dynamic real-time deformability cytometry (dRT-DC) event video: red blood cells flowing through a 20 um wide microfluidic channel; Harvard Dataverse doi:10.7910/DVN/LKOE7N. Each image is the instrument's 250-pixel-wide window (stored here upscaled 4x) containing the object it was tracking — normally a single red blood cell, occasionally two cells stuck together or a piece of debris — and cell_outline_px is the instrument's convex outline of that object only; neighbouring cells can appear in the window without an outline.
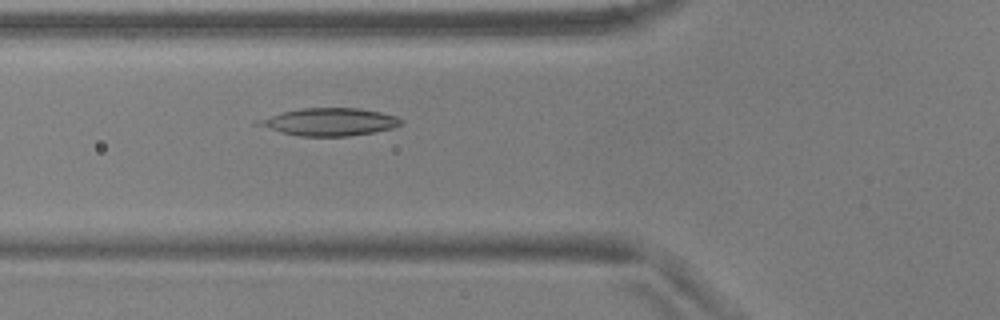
{"species": "common noctule bat (a hibernating species)", "species_latin": "Nyctalus noctula", "temperature_condition": "warm", "stored_images_in_passage": 50, "camera_frame_rate_fps": 3000, "um_per_image_px": 0.085, "animal": {"sex": "male", "body_mass_g": 17.9, "forearm_length_mm": 54.2}, "frame": {"image": 1, "passage_image": 16, "time_ms": 5.0, "image_size_px": [1000, 320], "cell_outline_px": [[404, 124], [392, 128], [376, 132], [348, 136], [300, 136], [280, 132], [252, 124], [252, 120], [284, 112], [304, 108], [360, 108], [380, 112], [396, 116], [404, 120]], "centroid_in_image_um": [27.99, 10.36], "position_along_channel_um": 97.8, "area_um2": 23.18}}
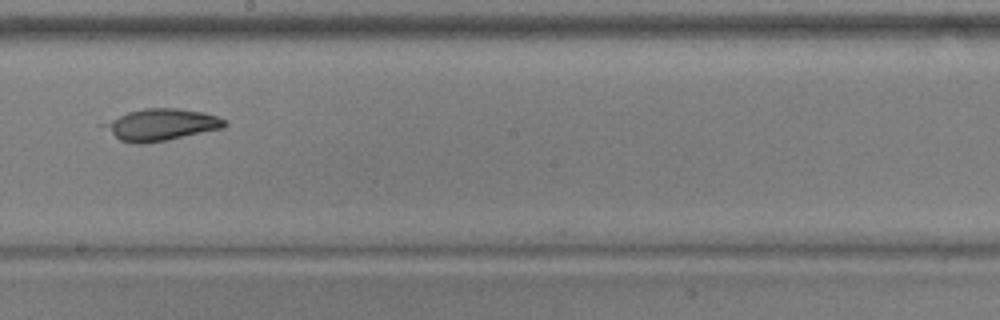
{"frame": {"image": 2, "passage_image": 27, "time_ms": 8.667, "image_size_px": [1000, 320], "cell_outline_px": [[228, 124], [224, 128], [168, 140], [144, 144], [136, 144], [120, 140], [100, 128], [96, 124], [128, 112], [144, 108], [176, 108], [204, 112], [216, 116], [224, 120]], "centroid_in_image_um": [13.61, 10.61], "position_along_channel_um": 234.6, "area_um2": 22.77}}
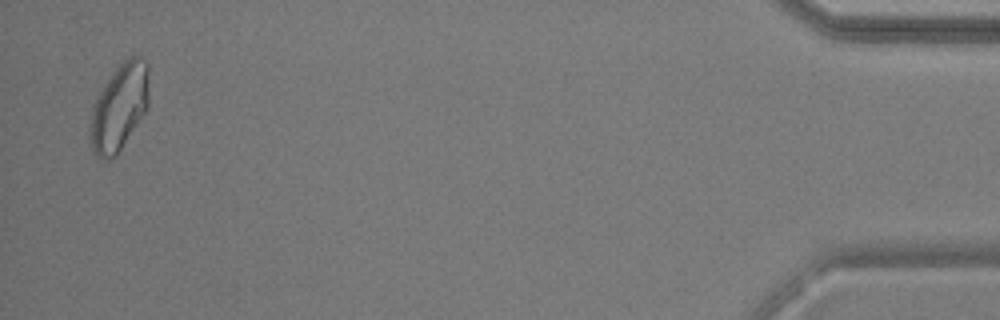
{"frame": {"image": 3, "passage_image": 49, "time_ms": 16.0, "image_size_px": [1000, 320], "cell_outline_px": [[148, 104], [144, 112], [116, 156], [108, 160], [104, 160], [96, 156], [92, 152], [88, 132], [92, 108], [104, 84], [112, 72], [124, 60], [132, 56], [140, 56], [148, 64]], "centroid_in_image_um": [10.1, 9.14], "position_along_channel_um": 425.1, "area_um2": 29.59}}